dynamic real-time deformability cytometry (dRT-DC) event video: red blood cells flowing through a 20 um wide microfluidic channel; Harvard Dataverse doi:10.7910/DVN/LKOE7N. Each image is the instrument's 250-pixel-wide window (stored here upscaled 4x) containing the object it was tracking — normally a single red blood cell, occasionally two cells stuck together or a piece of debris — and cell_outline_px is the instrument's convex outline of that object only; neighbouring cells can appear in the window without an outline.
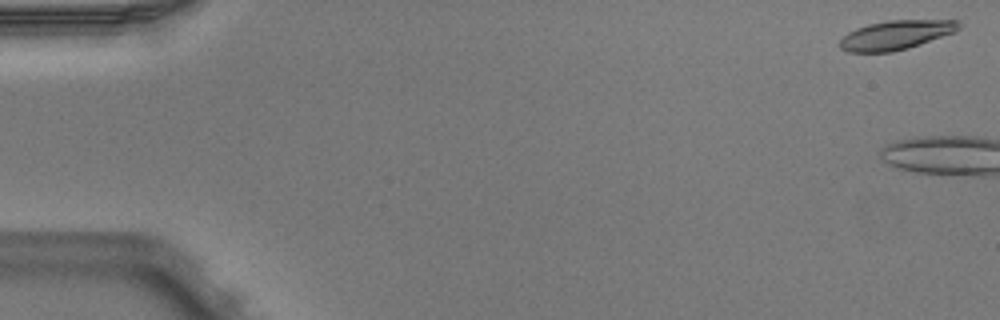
{"species": "Egyptian fruit bat (a non-hibernating species)", "species_latin": "Rousettus aegyptiacus", "temperature_condition": "warm", "stored_images_in_passage": 5, "segment_of_instrument_passage": [2, 2], "camera_frame_rate_fps": 3000, "um_per_image_px": 0.085, "animal": {"sex": "male"}, "frame": {"image": 1, "passage_image": 5, "time_ms": 1.333, "image_size_px": [1000, 320], "cell_outline_px": [[960, 28], [956, 32], [908, 48], [892, 52], [848, 52], [840, 48], [840, 40], [848, 32], [856, 28], [868, 24], [888, 20], [956, 20], [960, 24]], "centroid_in_image_um": [76.15, 2.97], "position_along_channel_um": 8.8, "area_um2": 20.23}}